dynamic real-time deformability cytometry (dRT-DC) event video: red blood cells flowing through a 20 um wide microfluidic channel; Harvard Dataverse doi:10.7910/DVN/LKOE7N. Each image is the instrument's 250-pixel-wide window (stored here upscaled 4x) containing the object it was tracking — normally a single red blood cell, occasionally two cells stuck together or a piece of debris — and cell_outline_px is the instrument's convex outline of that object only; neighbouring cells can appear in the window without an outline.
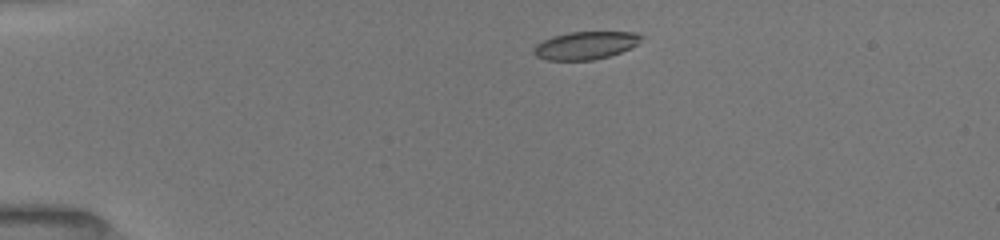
{"species": "common noctule bat (a hibernating species)", "species_latin": "Nyctalus noctula", "temperature_condition": "room temperature", "stored_images_in_passage": 41, "camera_frame_rate_fps": 3000, "um_per_image_px": 0.085, "animal": {"sex": "female", "body_mass_g": 19.5, "forearm_length_mm": 54.1}, "frame": {"image": 1, "passage_image": 1, "time_ms": 0.0, "image_size_px": [1000, 240], "cell_outline_px": [[644, 36], [636, 44], [620, 52], [608, 56], [592, 60], [544, 60], [536, 56], [532, 52], [532, 48], [536, 44], [552, 36], [568, 32], [640, 32]], "centroid_in_image_um": [49.73, 3.85], "position_along_channel_um": 35.3, "area_um2": 17.46}}
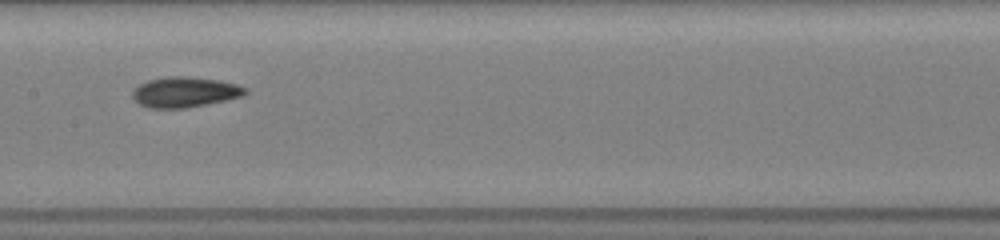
{"frame": {"image": 2, "passage_image": 17, "time_ms": 5.333, "image_size_px": [1000, 240], "cell_outline_px": [[248, 92], [244, 96], [228, 100], [188, 108], [148, 108], [140, 104], [132, 96], [132, 92], [140, 84], [148, 80], [168, 76], [180, 76], [220, 80], [236, 84], [248, 88]], "centroid_in_image_um": [15.76, 7.84], "position_along_channel_um": 191.6, "area_um2": 20.06}}
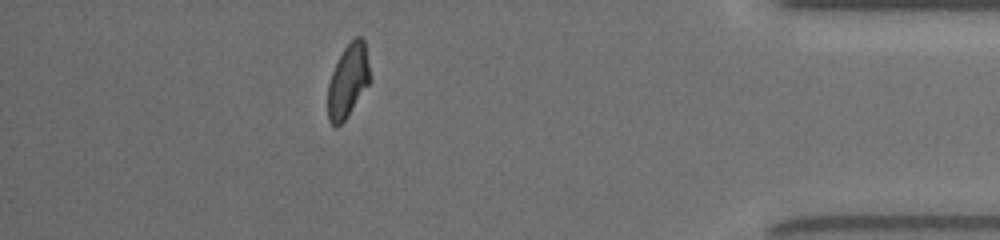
{"frame": {"image": 3, "passage_image": 36, "time_ms": 11.667, "image_size_px": [1000, 240], "cell_outline_px": [[368, 84], [348, 116], [336, 128], [328, 120], [328, 84], [332, 72], [344, 48], [356, 36], [360, 36], [364, 40], [368, 64]], "centroid_in_image_um": [29.55, 6.9], "position_along_channel_um": 405.7, "area_um2": 17.46}, "authors_computed_cell_mechanics": {"area_um2": 19.0162, "velocity_mm_per_s": 3.9872, "shape_relaxation_time_tau1_ms": 2.9043, "shape_relaxation_time_tau2_ms": 2.6949, "deformation_change_tau1": 0.1368, "deformation_change_tau2": 0.0897}}